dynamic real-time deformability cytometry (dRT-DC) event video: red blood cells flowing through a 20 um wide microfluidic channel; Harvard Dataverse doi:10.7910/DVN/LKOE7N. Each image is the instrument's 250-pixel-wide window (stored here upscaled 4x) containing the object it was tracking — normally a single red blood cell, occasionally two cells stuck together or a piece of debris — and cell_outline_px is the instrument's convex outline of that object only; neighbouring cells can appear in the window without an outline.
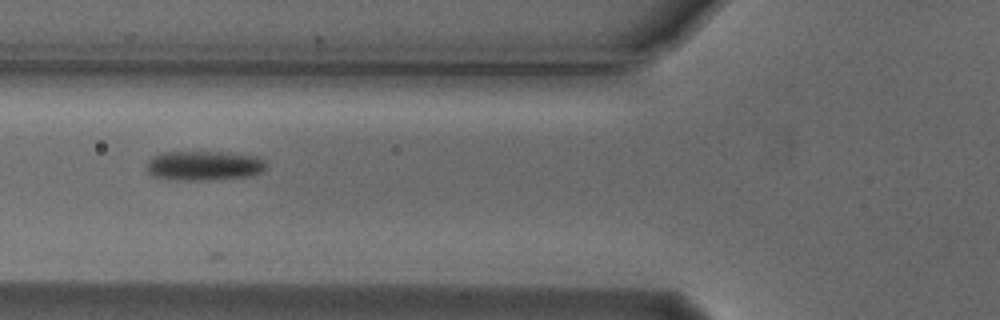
{"species": "Egyptian fruit bat (a non-hibernating species)", "species_latin": "Rousettus aegyptiacus", "temperature_condition": "cold", "stored_images_in_passage": 8, "camera_frame_rate_fps": 3000, "um_per_image_px": 0.085, "animal": {"sex": "male"}, "frame": {"image": 1, "passage_image": 4, "time_ms": 1.0, "image_size_px": [1000, 320], "cell_outline_px": [[268, 164], [264, 172], [252, 176], [216, 180], [168, 180], [152, 176], [144, 168], [148, 160], [152, 156], [164, 152], [220, 152], [260, 156]], "centroid_in_image_um": [17.35, 14.09], "position_along_channel_um": 108.4, "area_um2": 21.27}}
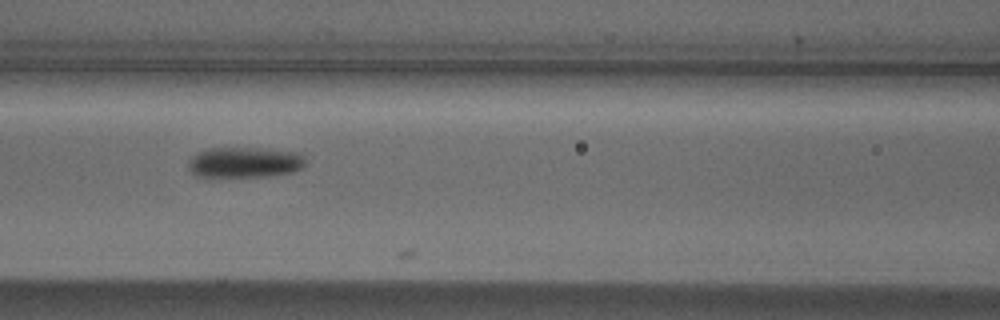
{"frame": {"image": 2, "passage_image": 7, "time_ms": 2.0, "image_size_px": [1000, 320], "cell_outline_px": [[304, 164], [300, 168], [292, 172], [268, 176], [196, 176], [188, 168], [188, 164], [192, 156], [208, 148], [256, 148], [300, 152], [304, 156]], "centroid_in_image_um": [20.8, 13.79], "position_along_channel_um": 145.8, "area_um2": 20.63}}